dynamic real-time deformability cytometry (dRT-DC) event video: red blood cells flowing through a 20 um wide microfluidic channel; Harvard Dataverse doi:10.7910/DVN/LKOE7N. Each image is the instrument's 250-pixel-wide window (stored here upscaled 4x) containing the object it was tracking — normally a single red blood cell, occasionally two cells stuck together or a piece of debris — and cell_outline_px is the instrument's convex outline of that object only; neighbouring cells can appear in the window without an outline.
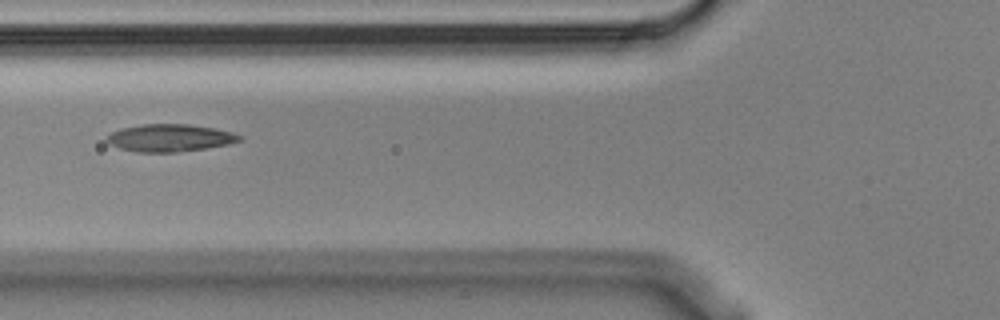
{"species": "Egyptian fruit bat (a non-hibernating species)", "species_latin": "Rousettus aegyptiacus", "temperature_condition": "cold", "stored_images_in_passage": 7, "camera_frame_rate_fps": 3000, "um_per_image_px": 0.085, "animal": {"sex": "male"}, "frame": {"image": 1, "passage_image": 2, "time_ms": 0.333, "image_size_px": [1000, 320], "cell_outline_px": [[244, 140], [228, 144], [204, 148], [176, 152], [136, 152], [120, 148], [108, 144], [104, 140], [112, 132], [120, 128], [144, 124], [188, 124], [212, 128], [232, 132], [244, 136]], "centroid_in_image_um": [14.43, 11.72], "position_along_channel_um": 111.4, "area_um2": 21.21}}
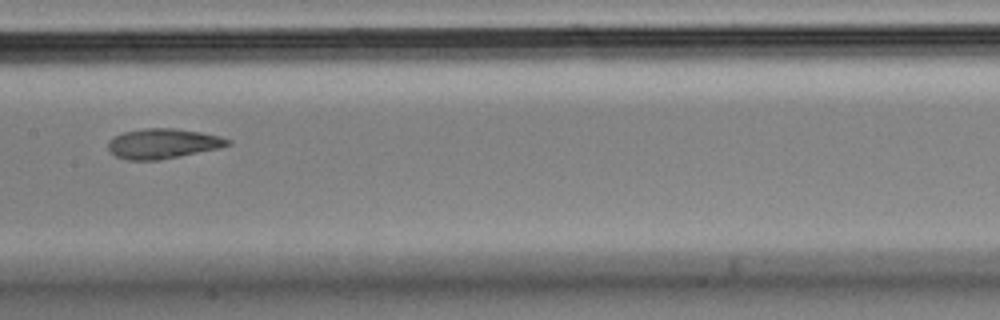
{"frame": {"image": 2, "passage_image": 4, "time_ms": 1.0, "image_size_px": [1000, 320], "cell_outline_px": [[232, 144], [220, 148], [160, 160], [128, 160], [116, 156], [108, 148], [108, 140], [124, 132], [144, 128], [172, 128], [200, 132], [220, 136], [232, 140]], "centroid_in_image_um": [13.88, 12.21], "position_along_channel_um": 193.5, "area_um2": 20.87}}
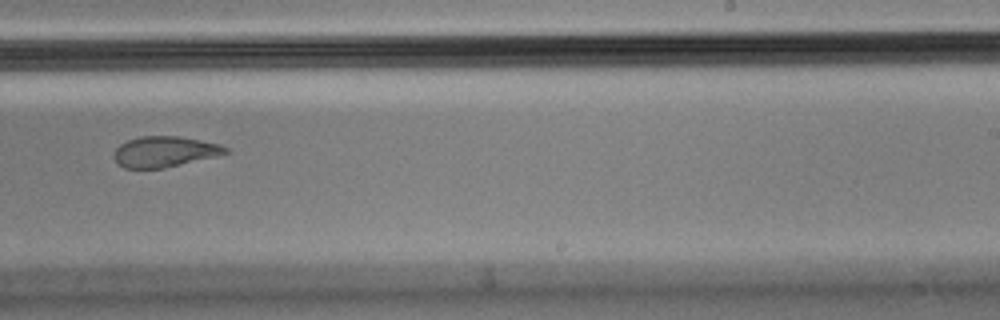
{"frame": {"image": 3, "passage_image": 6, "time_ms": 1.667, "image_size_px": [1000, 320], "cell_outline_px": [[232, 152], [216, 156], [164, 168], [124, 168], [112, 156], [112, 152], [120, 144], [128, 140], [140, 136], [180, 136], [220, 144], [228, 148]], "centroid_in_image_um": [14.0, 12.88], "position_along_channel_um": 275.0, "area_um2": 20.0}}